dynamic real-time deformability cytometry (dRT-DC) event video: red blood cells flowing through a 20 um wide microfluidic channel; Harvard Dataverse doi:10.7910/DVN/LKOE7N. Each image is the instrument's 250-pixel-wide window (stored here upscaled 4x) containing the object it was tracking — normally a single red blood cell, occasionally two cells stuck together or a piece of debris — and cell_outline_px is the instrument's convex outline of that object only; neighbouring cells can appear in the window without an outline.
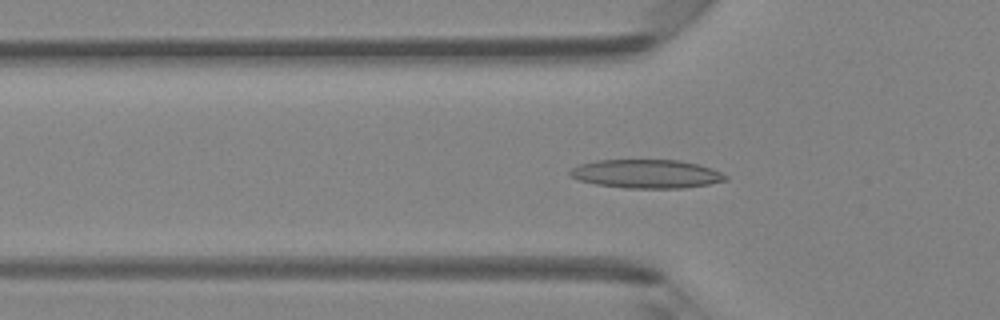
{"species": "Egyptian fruit bat (a non-hibernating species)", "species_latin": "Rousettus aegyptiacus", "temperature_condition": "room temperature", "stored_images_in_passage": 47, "camera_frame_rate_fps": 3000, "um_per_image_px": 0.085, "animal": {"sex": "female"}, "frame": {"image": 1, "passage_image": 15, "time_ms": 4.667, "image_size_px": [1000, 320], "cell_outline_px": [[728, 180], [708, 184], [684, 188], [624, 188], [596, 184], [580, 180], [568, 176], [568, 172], [572, 168], [580, 164], [596, 160], [680, 160], [700, 164], [712, 168], [728, 176]], "centroid_in_image_um": [54.96, 14.77], "position_along_channel_um": 70.8, "area_um2": 26.13}}
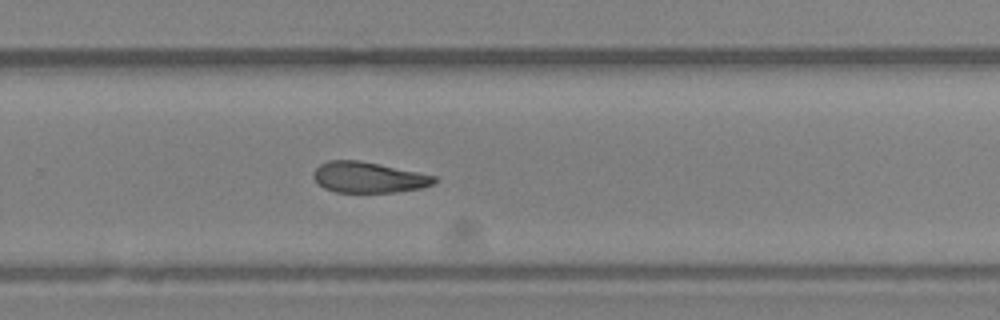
{"frame": {"image": 2, "passage_image": 31, "time_ms": 10.0, "image_size_px": [1000, 320], "cell_outline_px": [[436, 180], [432, 184], [420, 188], [396, 192], [336, 192], [324, 188], [312, 176], [312, 172], [320, 164], [328, 160], [360, 160], [380, 164], [436, 176]], "centroid_in_image_um": [31.29, 15.07], "position_along_channel_um": 298.5, "area_um2": 21.56}}
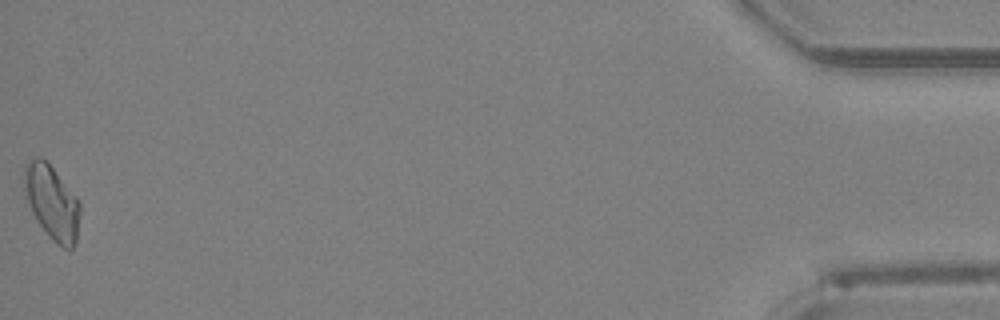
{"frame": {"image": 3, "passage_image": 47, "time_ms": 15.333, "image_size_px": [1000, 320], "cell_outline_px": [[80, 212], [76, 240], [72, 248], [68, 252], [56, 244], [48, 236], [36, 220], [28, 204], [24, 180], [24, 164], [28, 160], [36, 156], [40, 156], [52, 168], [80, 200]], "centroid_in_image_um": [4.42, 17.23], "position_along_channel_um": 430.8, "area_um2": 24.16}, "authors_computed_cell_mechanics": {"area_um2": 23.0044, "velocity_mm_per_s": 4.2722, "shape_relaxation_time_tau1_ms": 8.2474, "shape_relaxation_time_tau2_ms": 4.4801, "deformation_change_tau1": 0.2381, "deformation_change_tau2": 0.1099}}